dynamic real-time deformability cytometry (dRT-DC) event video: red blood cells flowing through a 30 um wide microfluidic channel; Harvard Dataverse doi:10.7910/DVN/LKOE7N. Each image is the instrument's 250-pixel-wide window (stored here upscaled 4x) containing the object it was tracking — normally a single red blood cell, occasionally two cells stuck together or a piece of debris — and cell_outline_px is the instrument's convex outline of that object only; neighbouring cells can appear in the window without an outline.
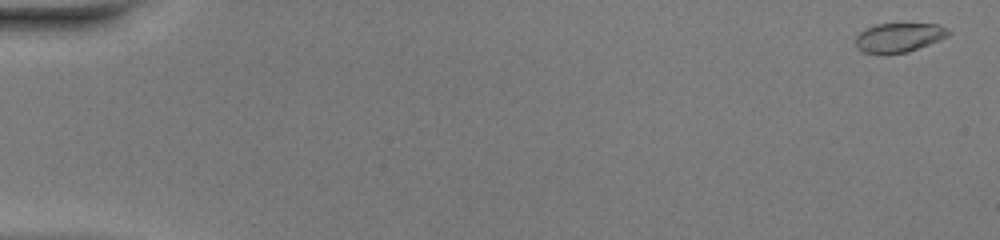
{"species": "common noctule bat (a hibernating species)", "species_latin": "Nyctalus noctula", "temperature_condition": "warm", "stored_images_in_passage": 51, "camera_frame_rate_fps": 3000, "um_per_image_px": 0.085, "animal": {"sex": "female", "body_mass_g": 20.0, "forearm_length_mm": 54.0}, "frame": {"image": 1, "passage_image": 2, "time_ms": 0.333, "image_size_px": [1000, 240], "cell_outline_px": [[952, 32], [948, 36], [940, 40], [908, 52], [880, 56], [864, 52], [856, 48], [856, 36], [860, 32], [876, 24], [936, 24], [948, 28]], "centroid_in_image_um": [76.4, 3.22], "position_along_channel_um": 8.6, "area_um2": 16.13}}
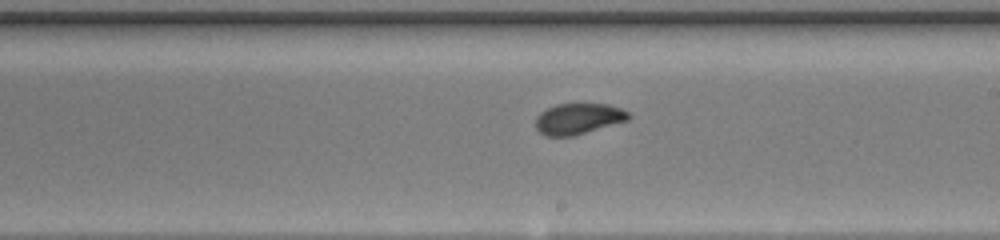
{"frame": {"image": 2, "passage_image": 31, "time_ms": 10.0, "image_size_px": [1000, 240], "cell_outline_px": [[632, 116], [628, 120], [572, 136], [544, 136], [536, 128], [536, 116], [540, 112], [556, 104], [608, 104], [620, 108], [628, 112]], "centroid_in_image_um": [49.14, 10.09], "position_along_channel_um": 239.9, "area_um2": 16.65}}
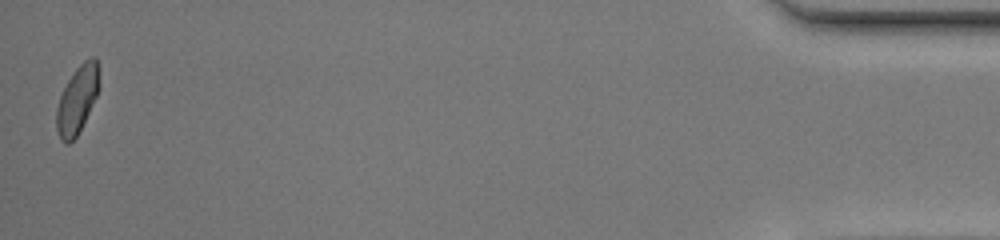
{"frame": {"image": 3, "passage_image": 51, "time_ms": 16.667, "image_size_px": [1000, 240], "cell_outline_px": [[100, 88], [76, 136], [68, 144], [64, 144], [60, 140], [56, 128], [56, 108], [60, 96], [68, 80], [76, 68], [84, 60], [92, 56], [96, 56], [100, 84]], "centroid_in_image_um": [6.56, 8.45], "position_along_channel_um": 428.6, "area_um2": 16.65}, "authors_computed_cell_mechanics": {"area_um2": 16.9932, "velocity_mm_per_s": 4.1322, "shape_relaxation_time_tau1_ms": 3.5616, "shape_relaxation_time_tau2_ms": 0.7641, "deformation_change_tau1": 0.1612, "deformation_change_tau2": 0.04}}